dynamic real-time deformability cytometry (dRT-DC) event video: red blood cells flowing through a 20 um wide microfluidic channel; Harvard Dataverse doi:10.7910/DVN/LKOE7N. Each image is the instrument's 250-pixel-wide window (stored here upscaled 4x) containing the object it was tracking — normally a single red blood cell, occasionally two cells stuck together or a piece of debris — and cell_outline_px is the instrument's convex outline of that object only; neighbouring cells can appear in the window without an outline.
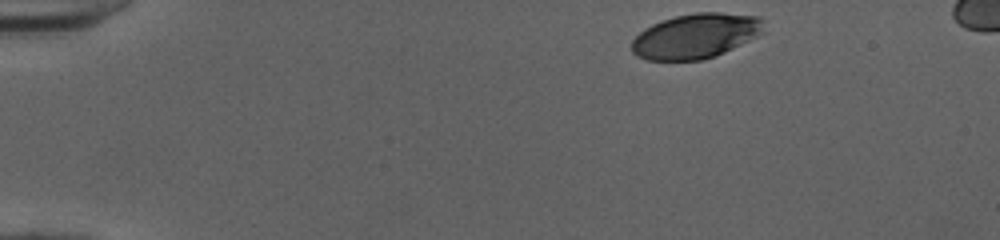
{"species": "human", "species_latin": "Homo sapiens", "temperature_condition": "cold", "stored_images_in_passage": 41, "camera_frame_rate_fps": 3000, "um_per_image_px": 0.085, "donor": {"sex": "female"}, "frame": {"image": 1, "passage_image": 1, "time_ms": 0.0, "image_size_px": [1000, 240], "cell_outline_px": [[764, 32], [716, 56], [700, 60], [648, 60], [636, 56], [632, 52], [632, 40], [644, 28], [660, 20], [676, 16], [696, 12], [720, 12], [760, 16], [764, 20]], "centroid_in_image_um": [59.13, 3.04], "position_along_channel_um": 25.9, "area_um2": 34.62}}
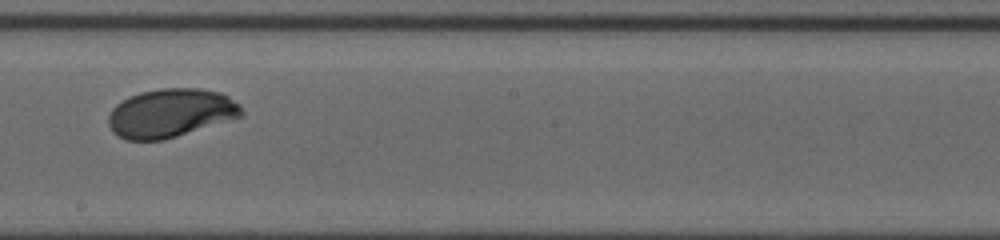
{"frame": {"image": 2, "passage_image": 24, "time_ms": 7.667, "image_size_px": [1000, 240], "cell_outline_px": [[244, 116], [164, 140], [124, 140], [116, 136], [112, 132], [108, 124], [108, 116], [112, 108], [116, 104], [140, 92], [160, 88], [200, 88], [220, 92], [228, 96], [240, 104], [244, 112]], "centroid_in_image_um": [14.51, 9.62], "position_along_channel_um": 233.7, "area_um2": 38.03}}
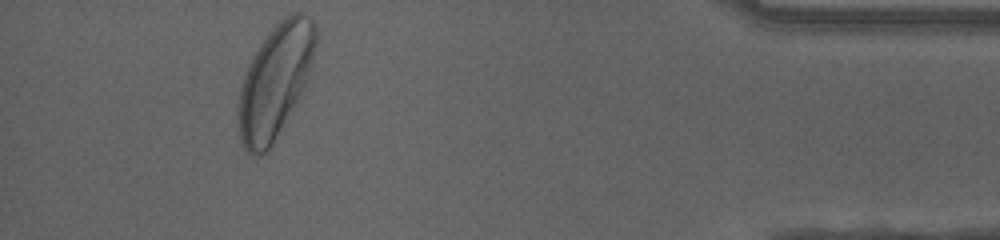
{"frame": {"image": 3, "passage_image": 41, "time_ms": 13.333, "image_size_px": [1000, 240], "cell_outline_px": [[316, 44], [304, 88], [296, 104], [268, 152], [260, 156], [252, 156], [244, 148], [240, 136], [240, 92], [244, 76], [256, 52], [272, 28], [284, 16], [292, 12], [304, 12], [312, 20], [316, 28]], "centroid_in_image_um": [23.43, 6.9], "position_along_channel_um": 411.8, "area_um2": 50.0}, "authors_computed_cell_mechanics": {"area_um2": 37.859, "velocity_mm_per_s": 3.9945, "shape_relaxation_time_tau1_ms": 1.8519, "shape_relaxation_time_tau2_ms": null, "deformation_change_tau1": 0.1227, "deformation_change_tau2": null}}